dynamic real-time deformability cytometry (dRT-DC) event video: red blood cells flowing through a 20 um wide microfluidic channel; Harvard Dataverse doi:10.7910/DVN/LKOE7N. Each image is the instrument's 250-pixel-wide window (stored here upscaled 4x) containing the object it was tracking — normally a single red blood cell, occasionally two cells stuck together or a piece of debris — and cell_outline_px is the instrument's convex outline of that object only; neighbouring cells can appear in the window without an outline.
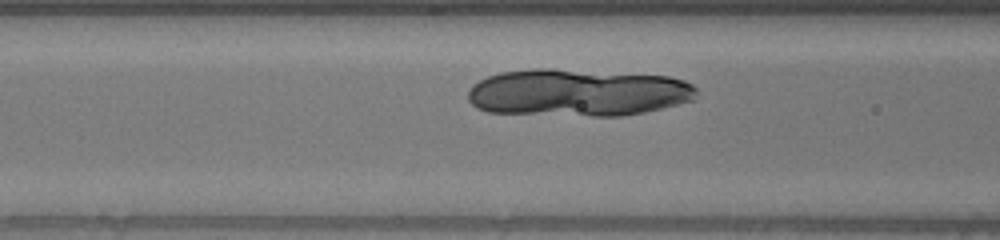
{"species": "human", "species_latin": "Homo sapiens", "temperature_condition": "warm", "stored_images_in_passage": 42, "camera_frame_rate_fps": 3000, "um_per_image_px": 0.085, "donor": {"sex": "male"}, "frame": {"image": 1, "passage_image": 20, "time_ms": 6.333, "image_size_px": [1000, 240], "cell_outline_px": [[696, 92], [692, 100], [644, 112], [620, 116], [592, 116], [488, 112], [476, 108], [468, 100], [468, 92], [472, 84], [488, 76], [500, 72], [536, 68], [556, 68], [668, 76], [684, 80], [692, 84], [696, 88]], "centroid_in_image_um": [49.07, 7.86], "position_along_channel_um": 117.5, "area_um2": 63.23}}
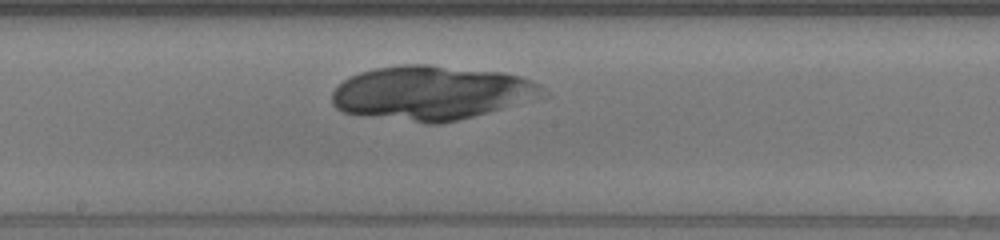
{"frame": {"image": 2, "passage_image": 28, "time_ms": 9.0, "image_size_px": [1000, 240], "cell_outline_px": [[552, 96], [440, 124], [424, 124], [364, 116], [344, 112], [336, 108], [332, 104], [332, 92], [344, 80], [360, 72], [376, 68], [404, 64], [428, 64], [504, 72], [520, 76], [532, 80], [540, 84]], "centroid_in_image_um": [36.74, 7.9], "position_along_channel_um": 211.5, "area_um2": 67.28}}
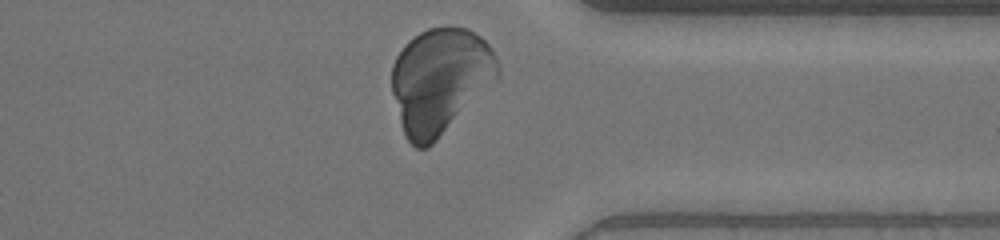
{"frame": {"image": 3, "passage_image": 42, "time_ms": 13.667, "image_size_px": [1000, 240], "cell_outline_px": [[500, 76], [428, 148], [416, 148], [404, 136], [392, 92], [392, 64], [396, 56], [404, 44], [408, 40], [420, 32], [428, 28], [448, 24], [468, 28], [480, 36], [488, 44], [496, 56], [500, 68]], "centroid_in_image_um": [37.4, 6.79], "position_along_channel_um": 374.0, "area_um2": 65.31}}